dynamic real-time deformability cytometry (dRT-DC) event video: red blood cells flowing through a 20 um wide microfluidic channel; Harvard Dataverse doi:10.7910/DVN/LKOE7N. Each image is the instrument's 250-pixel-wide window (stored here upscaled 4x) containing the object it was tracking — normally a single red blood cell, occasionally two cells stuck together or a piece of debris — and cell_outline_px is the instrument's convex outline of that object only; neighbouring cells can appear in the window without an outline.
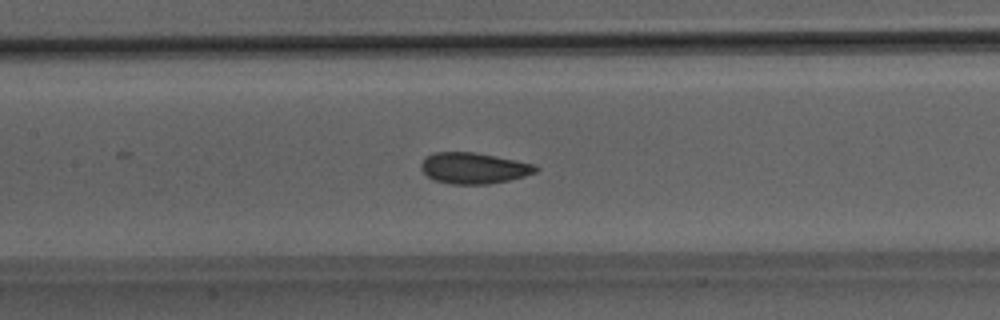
{"species": "Egyptian fruit bat (a non-hibernating species)", "species_latin": "Rousettus aegyptiacus", "temperature_condition": "room temperature", "stored_images_in_passage": 33, "camera_frame_rate_fps": 3000, "um_per_image_px": 0.085, "animal": {"sex": "male"}, "frame": {"image": 1, "passage_image": 23, "time_ms": 7.333, "image_size_px": [1000, 320], "cell_outline_px": [[540, 168], [536, 172], [524, 176], [508, 180], [488, 184], [452, 184], [432, 180], [420, 168], [420, 164], [424, 156], [432, 152], [476, 152], [536, 164]], "centroid_in_image_um": [40.25, 14.28], "position_along_channel_um": 167.2, "area_um2": 20.98}}